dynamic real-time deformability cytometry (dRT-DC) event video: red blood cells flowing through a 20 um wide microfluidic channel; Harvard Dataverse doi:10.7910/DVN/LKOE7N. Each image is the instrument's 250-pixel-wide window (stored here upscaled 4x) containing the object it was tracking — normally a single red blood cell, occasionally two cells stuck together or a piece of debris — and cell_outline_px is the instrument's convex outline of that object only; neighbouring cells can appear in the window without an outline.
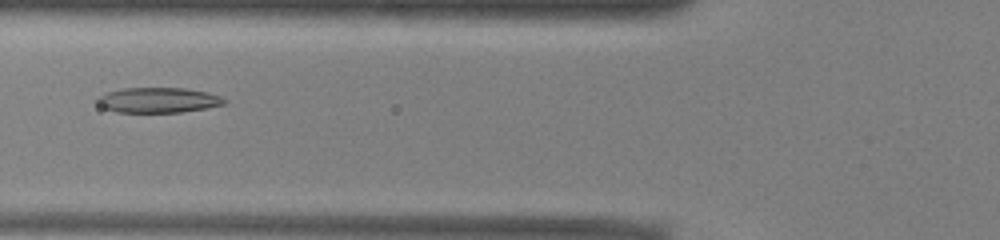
{"species": "common noctule bat (a hibernating species)", "species_latin": "Nyctalus noctula", "temperature_condition": "warm", "stored_images_in_passage": 42, "camera_frame_rate_fps": 3000, "um_per_image_px": 0.085, "animal": {"sex": "male", "body_mass_g": 13.0, "forearm_length_mm": 53.1}, "frame": {"image": 1, "passage_image": 19, "time_ms": 6.0, "image_size_px": [1000, 240], "cell_outline_px": [[228, 100], [224, 104], [204, 108], [180, 112], [116, 112], [104, 108], [96, 100], [100, 96], [108, 92], [124, 88], [184, 88], [208, 92], [220, 96]], "centroid_in_image_um": [13.47, 8.5], "position_along_channel_um": 112.3, "area_um2": 18.44}}
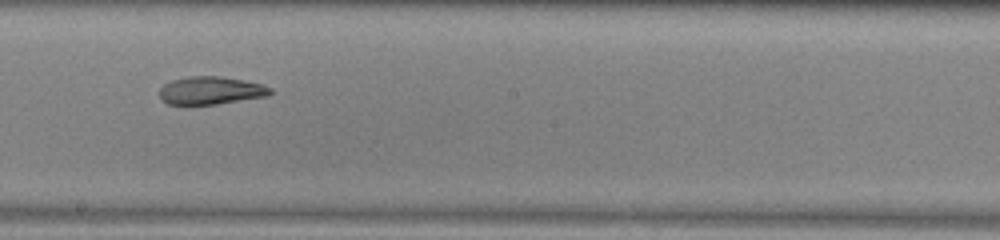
{"frame": {"image": 2, "passage_image": 28, "time_ms": 9.0, "image_size_px": [1000, 240], "cell_outline_px": [[272, 92], [268, 96], [216, 104], [188, 108], [168, 104], [160, 100], [160, 88], [164, 84], [172, 80], [188, 76], [220, 76], [244, 80], [260, 84], [272, 88]], "centroid_in_image_um": [17.84, 7.73], "position_along_channel_um": 230.4, "area_um2": 18.67}}
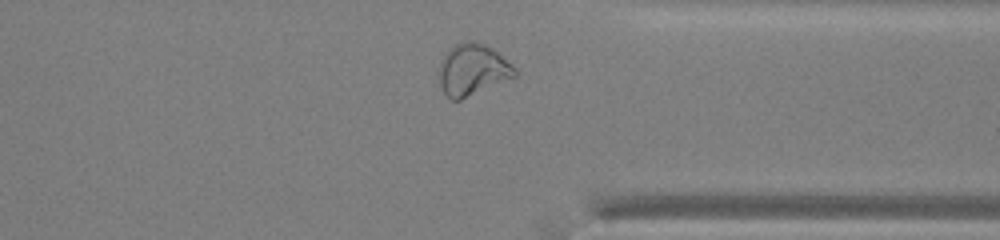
{"frame": {"image": 3, "passage_image": 39, "time_ms": 12.667, "image_size_px": [1000, 240], "cell_outline_px": [[516, 76], [460, 100], [452, 100], [444, 92], [440, 84], [440, 64], [448, 48], [452, 44], [464, 40], [476, 40], [492, 48], [512, 64], [516, 68]], "centroid_in_image_um": [40.17, 5.89], "position_along_channel_um": 371.2, "area_um2": 22.72}, "authors_computed_cell_mechanics": {"area_um2": 20.7213, "velocity_mm_per_s": 3.9373, "shape_relaxation_time_tau1_ms": null, "shape_relaxation_time_tau2_ms": 3.1969, "deformation_change_tau1": null, "deformation_change_tau2": 0.1088}}